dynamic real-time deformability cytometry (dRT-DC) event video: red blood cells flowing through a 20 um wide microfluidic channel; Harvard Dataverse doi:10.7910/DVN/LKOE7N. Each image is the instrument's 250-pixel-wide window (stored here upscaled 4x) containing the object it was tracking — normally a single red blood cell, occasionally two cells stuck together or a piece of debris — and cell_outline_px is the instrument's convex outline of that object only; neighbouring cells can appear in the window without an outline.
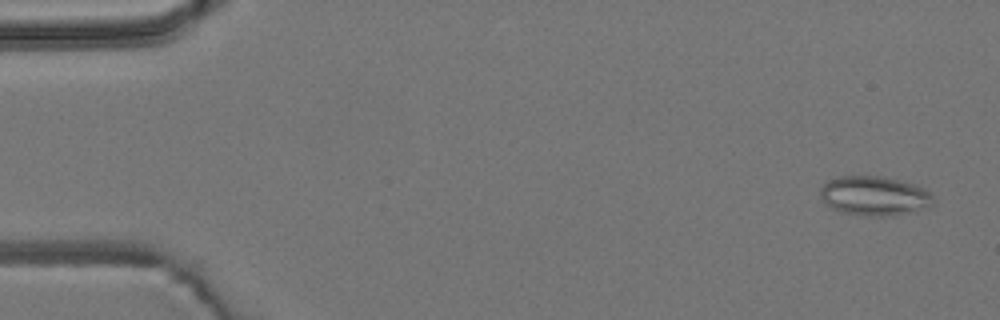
{"species": "common noctule bat (a hibernating species)", "species_latin": "Nyctalus noctula", "temperature_condition": "room temperature", "stored_images_in_passage": 54, "camera_frame_rate_fps": 3000, "um_per_image_px": 0.085, "animal": {"sex": "male", "body_mass_g": 19.2, "forearm_length_mm": 51.8}, "frame": {"image": 1, "passage_image": 3, "time_ms": 0.667, "image_size_px": [1000, 320], "cell_outline_px": [[932, 204], [908, 212], [892, 216], [860, 216], [840, 212], [824, 204], [820, 196], [820, 188], [828, 180], [840, 176], [880, 176], [900, 180], [916, 184], [924, 188], [932, 196]], "centroid_in_image_um": [74.25, 16.65], "position_along_channel_um": 10.8, "area_um2": 25.95}}
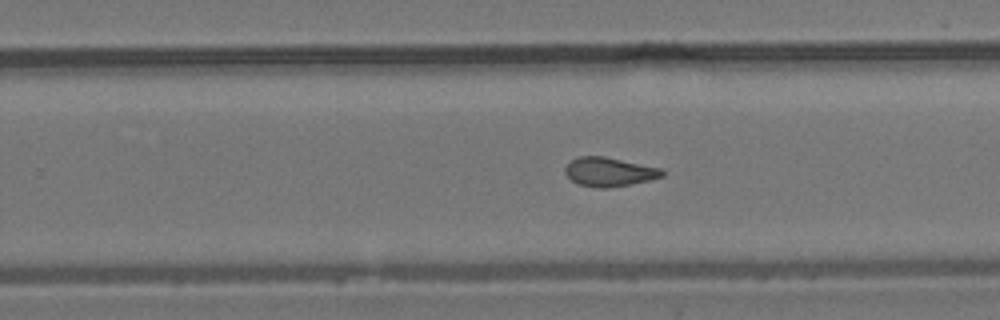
{"frame": {"image": 2, "passage_image": 34, "time_ms": 11.0, "image_size_px": [1000, 320], "cell_outline_px": [[664, 176], [632, 184], [608, 188], [600, 188], [576, 184], [564, 172], [564, 168], [572, 160], [580, 156], [604, 156], [664, 168]], "centroid_in_image_um": [51.81, 14.61], "position_along_channel_um": 278.0, "area_um2": 16.53}}
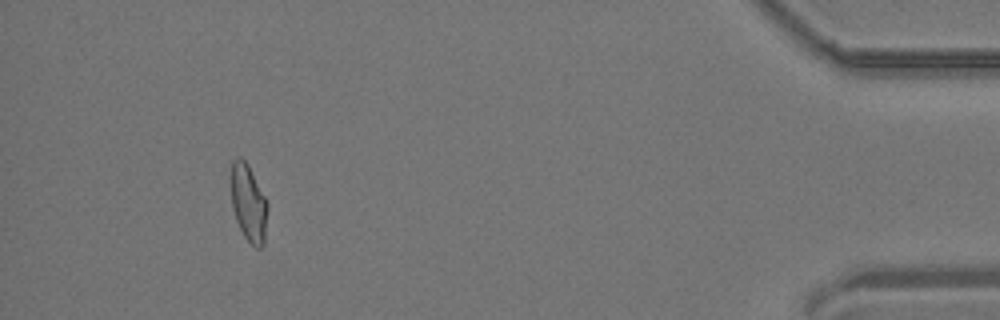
{"frame": {"image": 3, "passage_image": 50, "time_ms": 16.333, "image_size_px": [1000, 320], "cell_outline_px": [[268, 208], [264, 244], [260, 248], [256, 248], [244, 236], [236, 220], [232, 208], [228, 180], [228, 176], [232, 160], [240, 156], [248, 164], [268, 200]], "centroid_in_image_um": [21.09, 17.18], "position_along_channel_um": 414.1, "area_um2": 17.22}, "authors_computed_cell_mechanics": {"area_um2": 16.8487, "velocity_mm_per_s": 3.8401, "shape_relaxation_time_tau1_ms": null, "shape_relaxation_time_tau2_ms": 2.3944, "deformation_change_tau1": null, "deformation_change_tau2": 0.1024}}